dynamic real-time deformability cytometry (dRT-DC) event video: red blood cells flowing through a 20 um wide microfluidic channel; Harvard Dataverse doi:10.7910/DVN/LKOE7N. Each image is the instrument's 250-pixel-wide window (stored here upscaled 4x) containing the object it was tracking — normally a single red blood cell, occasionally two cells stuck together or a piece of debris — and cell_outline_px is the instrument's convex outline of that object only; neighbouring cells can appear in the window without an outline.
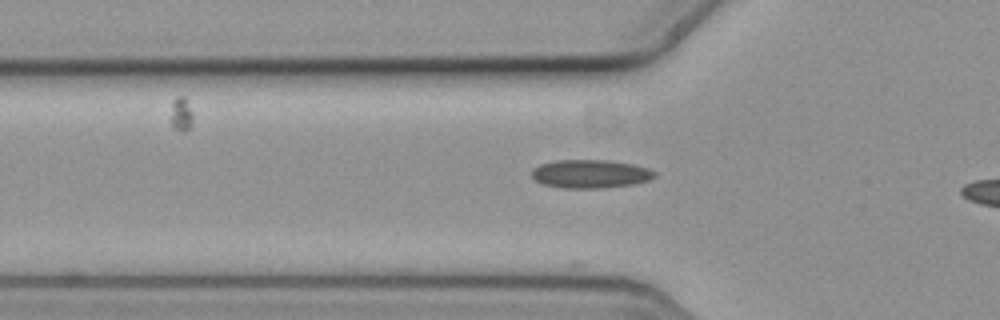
{"species": "common noctule bat (a hibernating species)", "species_latin": "Nyctalus noctula", "temperature_condition": "cold", "stored_images_in_passage": 15, "camera_frame_rate_fps": 3000, "um_per_image_px": 0.085, "animal": {"sex": "female", "body_mass_g": 19.3, "forearm_length_mm": 54.1}, "frame": {"image": 1, "passage_image": 13, "time_ms": 4.0, "image_size_px": [1000, 320], "cell_outline_px": [[656, 176], [648, 180], [632, 184], [604, 188], [564, 188], [544, 184], [536, 180], [532, 176], [532, 168], [540, 164], [556, 160], [608, 160], [632, 164], [648, 168], [656, 172]], "centroid_in_image_um": [50.18, 14.77], "position_along_channel_um": 75.6, "area_um2": 20.29}}